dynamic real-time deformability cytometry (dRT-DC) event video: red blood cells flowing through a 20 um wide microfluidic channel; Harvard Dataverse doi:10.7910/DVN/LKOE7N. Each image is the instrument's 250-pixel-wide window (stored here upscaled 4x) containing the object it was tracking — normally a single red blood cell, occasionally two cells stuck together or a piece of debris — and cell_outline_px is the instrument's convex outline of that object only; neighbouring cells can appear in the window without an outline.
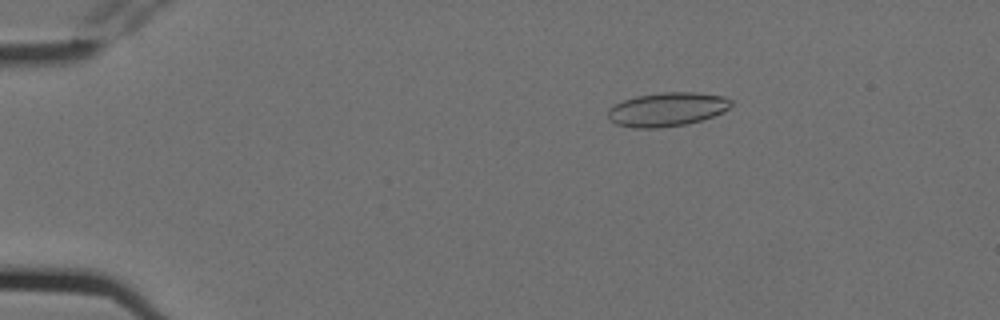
{"species": "Egyptian fruit bat (a non-hibernating species)", "species_latin": "Rousettus aegyptiacus", "temperature_condition": "cold", "stored_images_in_passage": 6, "camera_frame_rate_fps": 3000, "um_per_image_px": 0.085, "animal": {"sex": "female"}, "frame": {"image": 1, "passage_image": 3, "time_ms": 0.667, "image_size_px": [1000, 320], "cell_outline_px": [[732, 104], [724, 112], [688, 124], [660, 128], [632, 128], [616, 124], [608, 120], [608, 108], [624, 100], [636, 96], [660, 92], [696, 92], [724, 96], [732, 100]], "centroid_in_image_um": [56.69, 9.3], "position_along_channel_um": 28.3, "area_um2": 24.51}}
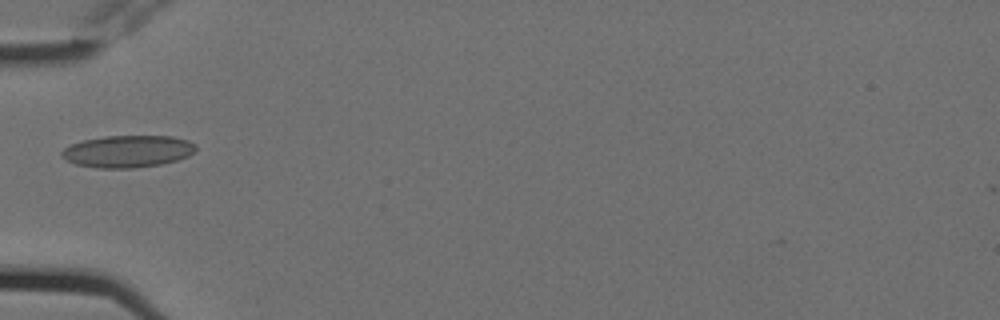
{"frame": {"image": 2, "passage_image": 6, "time_ms": 1.667, "image_size_px": [1000, 320], "cell_outline_px": [[196, 152], [188, 156], [176, 160], [160, 164], [132, 168], [100, 168], [76, 164], [60, 156], [60, 152], [64, 148], [72, 144], [84, 140], [104, 136], [172, 136], [188, 140], [196, 144]], "centroid_in_image_um": [10.88, 12.86], "position_along_channel_um": 74.1, "area_um2": 25.03}}